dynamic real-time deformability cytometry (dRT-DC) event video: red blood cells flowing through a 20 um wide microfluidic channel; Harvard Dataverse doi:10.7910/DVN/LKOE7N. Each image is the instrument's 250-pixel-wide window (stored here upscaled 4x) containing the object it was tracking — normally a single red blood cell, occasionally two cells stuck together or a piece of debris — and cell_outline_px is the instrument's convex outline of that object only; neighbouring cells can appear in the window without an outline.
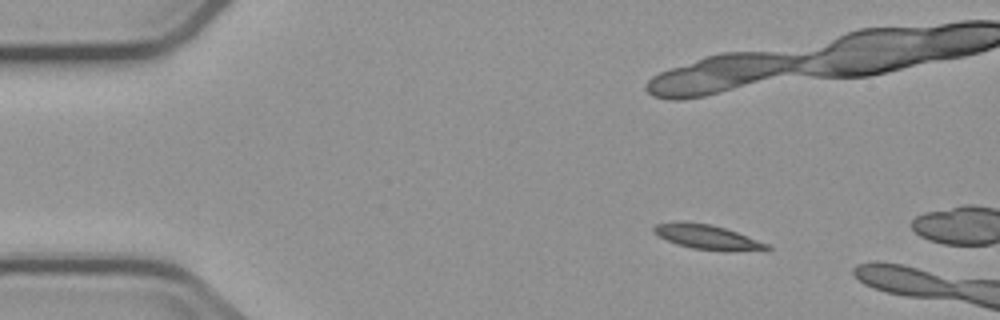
{"species": "common noctule bat (a hibernating species)", "species_latin": "Nyctalus noctula", "temperature_condition": "cold", "stored_images_in_passage": 3, "camera_frame_rate_fps": 3000, "um_per_image_px": 0.085, "animal": {"sex": "male", "body_mass_g": 23.1, "forearm_length_mm": 52.7}, "frame": {"image": 1, "passage_image": 1, "time_ms": 0.0, "image_size_px": [1000, 320], "cell_outline_px": [[772, 248], [768, 252], [692, 248], [676, 244], [652, 232], [652, 228], [656, 224], [680, 220], [684, 220], [708, 224], [724, 228], [736, 232], [768, 244]], "centroid_in_image_um": [60.13, 20.13], "position_along_channel_um": 24.9, "area_um2": 16.13}}